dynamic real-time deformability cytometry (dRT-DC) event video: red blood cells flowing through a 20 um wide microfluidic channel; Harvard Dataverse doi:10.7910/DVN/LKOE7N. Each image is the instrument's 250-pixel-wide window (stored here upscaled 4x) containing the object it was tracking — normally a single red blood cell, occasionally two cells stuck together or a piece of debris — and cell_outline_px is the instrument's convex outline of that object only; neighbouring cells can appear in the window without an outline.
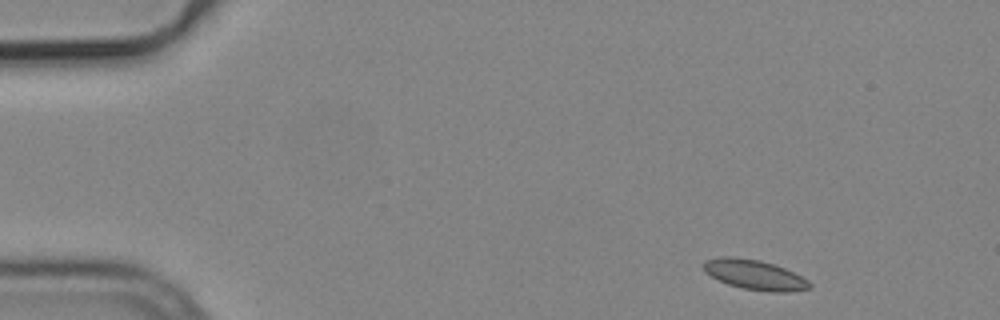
{"species": "common noctule bat (a hibernating species)", "species_latin": "Nyctalus noctula", "temperature_condition": "cold", "stored_images_in_passage": 4, "camera_frame_rate_fps": 3000, "um_per_image_px": 0.085, "animal": {"sex": "male", "body_mass_g": 19.2, "forearm_length_mm": 51.8}, "frame": {"image": 1, "passage_image": 1, "time_ms": 0.0, "image_size_px": [1000, 320], "cell_outline_px": [[812, 288], [788, 292], [772, 292], [744, 288], [728, 284], [704, 272], [704, 260], [720, 256], [732, 256], [760, 260], [784, 268], [808, 280], [812, 284]], "centroid_in_image_um": [64.14, 23.34], "position_along_channel_um": 20.9, "area_um2": 18.32}}
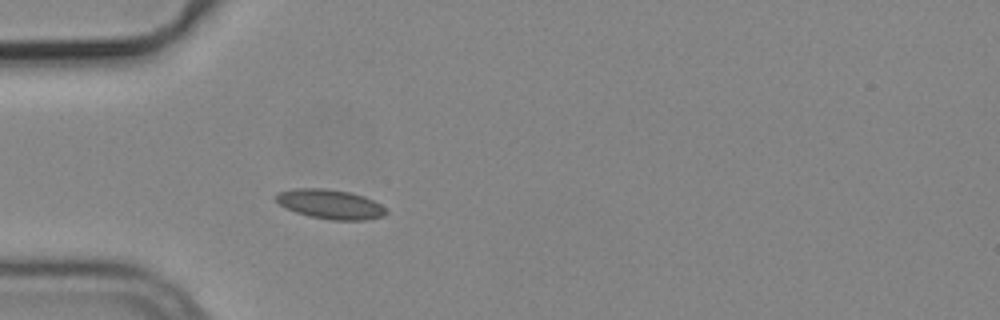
{"frame": {"image": 2, "passage_image": 4, "time_ms": 1.0, "image_size_px": [1000, 320], "cell_outline_px": [[388, 212], [384, 216], [368, 220], [328, 220], [308, 216], [296, 212], [280, 204], [276, 200], [276, 196], [280, 192], [296, 188], [324, 188], [348, 192], [364, 196], [380, 204]], "centroid_in_image_um": [28.1, 17.37], "position_along_channel_um": 56.9, "area_um2": 18.79}}